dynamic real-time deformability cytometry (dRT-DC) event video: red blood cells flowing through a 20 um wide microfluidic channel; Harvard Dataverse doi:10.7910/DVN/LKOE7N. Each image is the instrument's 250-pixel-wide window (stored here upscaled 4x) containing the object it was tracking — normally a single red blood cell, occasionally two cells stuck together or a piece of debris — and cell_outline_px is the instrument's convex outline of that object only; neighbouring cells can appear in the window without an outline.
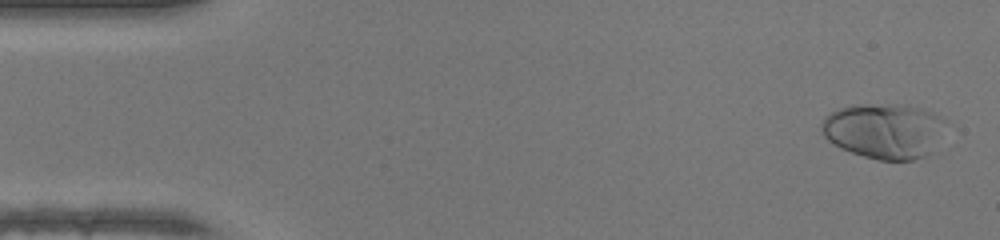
{"species": "human", "species_latin": "Homo sapiens", "temperature_condition": "warm", "stored_images_in_passage": 48, "camera_frame_rate_fps": 3000, "um_per_image_px": 0.085, "donor": {"sex": "female"}, "frame": {"image": 1, "passage_image": 2, "time_ms": 0.333, "image_size_px": [1000, 240], "cell_outline_px": [[940, 120], [928, 152], [924, 156], [912, 160], [880, 160], [864, 156], [840, 148], [832, 144], [824, 136], [820, 128], [820, 124], [824, 116], [828, 112], [852, 104], [908, 104], [932, 112], [940, 116]], "centroid_in_image_um": [74.95, 11.08], "position_along_channel_um": 10.1, "area_um2": 39.02}}
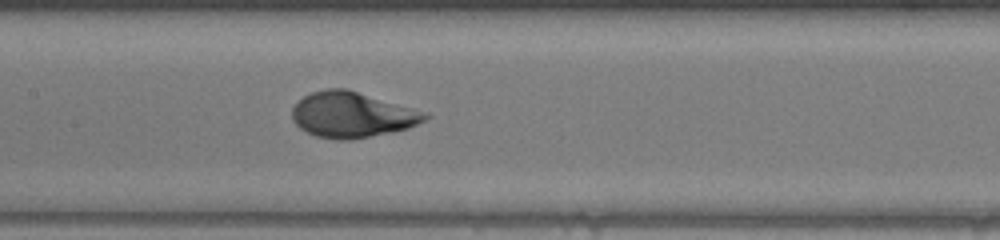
{"frame": {"image": 2, "passage_image": 23, "time_ms": 7.333, "image_size_px": [1000, 240], "cell_outline_px": [[432, 116], [408, 128], [396, 132], [344, 140], [340, 140], [316, 136], [300, 128], [292, 120], [292, 108], [304, 96], [312, 92], [324, 88], [348, 88], [428, 112]], "centroid_in_image_um": [29.96, 9.74], "position_along_channel_um": 177.4, "area_um2": 35.49}}
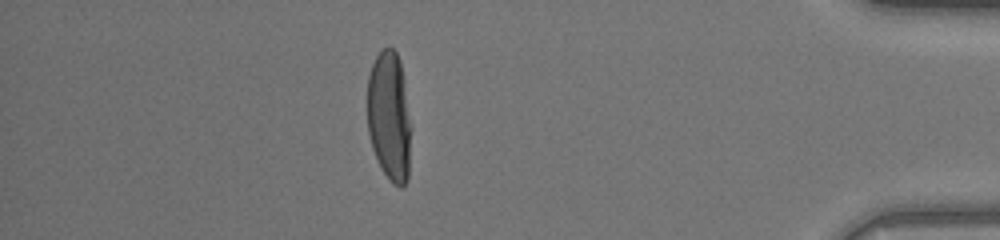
{"frame": {"image": 3, "passage_image": 42, "time_ms": 13.667, "image_size_px": [1000, 240], "cell_outline_px": [[412, 128], [408, 180], [400, 188], [392, 184], [388, 180], [380, 168], [372, 148], [368, 132], [368, 76], [372, 64], [376, 56], [384, 48], [392, 48], [396, 52], [400, 60], [404, 80]], "centroid_in_image_um": [33.11, 9.95], "position_along_channel_um": 402.1, "area_um2": 33.7}}